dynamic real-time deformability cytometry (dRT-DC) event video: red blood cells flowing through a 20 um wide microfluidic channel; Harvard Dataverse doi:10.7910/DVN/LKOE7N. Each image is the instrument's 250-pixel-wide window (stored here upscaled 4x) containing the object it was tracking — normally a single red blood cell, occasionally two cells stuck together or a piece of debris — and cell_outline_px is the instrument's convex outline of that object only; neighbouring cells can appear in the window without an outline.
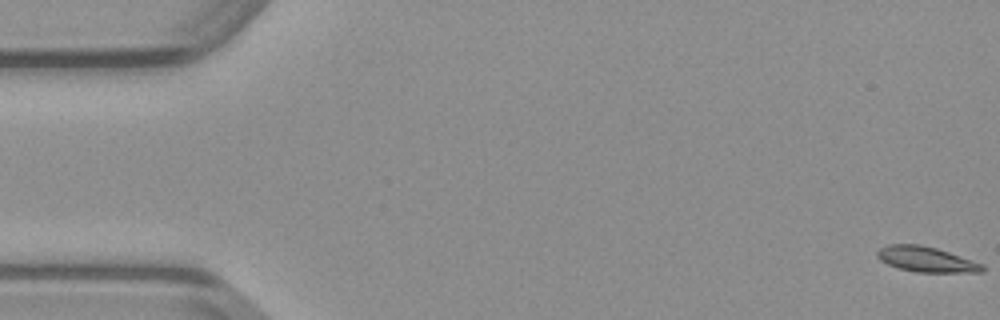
{"species": "common noctule bat (a hibernating species)", "species_latin": "Nyctalus noctula", "temperature_condition": "warm", "stored_images_in_passage": 51, "segment_of_instrument_passage": [1, 2], "camera_frame_rate_fps": 3000, "um_per_image_px": 0.085, "animal": {"sex": "male", "body_mass_g": 23.1, "forearm_length_mm": 52.7}, "frame": {"image": 1, "passage_image": 1, "time_ms": 0.0, "image_size_px": [1000, 320], "cell_outline_px": [[984, 272], [916, 272], [900, 268], [888, 264], [880, 260], [876, 256], [876, 252], [880, 248], [888, 244], [920, 244], [936, 248], [984, 264]], "centroid_in_image_um": [78.72, 22.04], "position_along_channel_um": 6.3, "area_um2": 15.43}}
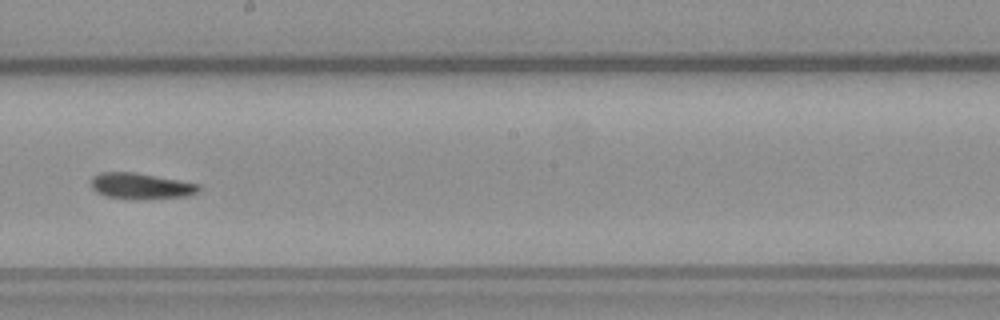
{"frame": {"image": 2, "passage_image": 28, "time_ms": 9.0, "image_size_px": [1000, 320], "cell_outline_px": [[200, 192], [188, 196], [136, 200], [104, 196], [96, 192], [92, 188], [92, 176], [100, 172], [136, 172], [180, 180], [200, 184]], "centroid_in_image_um": [11.99, 15.82], "position_along_channel_um": 236.2, "area_um2": 16.65}}
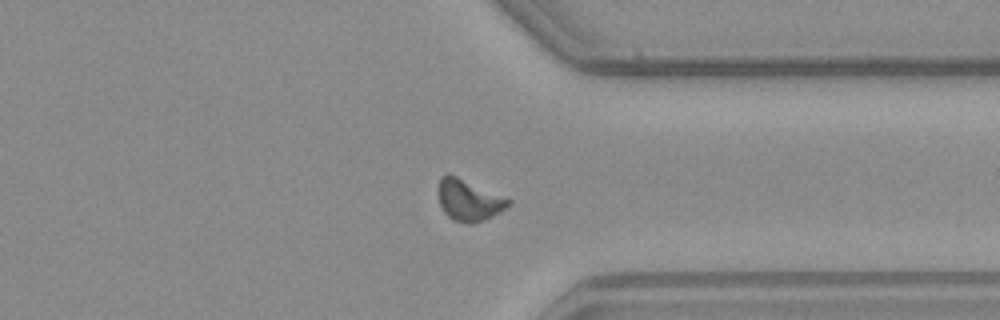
{"frame": {"image": 3, "passage_image": 38, "time_ms": 12.333, "image_size_px": [1000, 320], "cell_outline_px": [[512, 200], [500, 212], [492, 216], [472, 224], [468, 224], [456, 220], [448, 216], [444, 212], [440, 204], [440, 176], [448, 172]], "centroid_in_image_um": [39.84, 17.0], "position_along_channel_um": 371.6, "area_um2": 16.47}}